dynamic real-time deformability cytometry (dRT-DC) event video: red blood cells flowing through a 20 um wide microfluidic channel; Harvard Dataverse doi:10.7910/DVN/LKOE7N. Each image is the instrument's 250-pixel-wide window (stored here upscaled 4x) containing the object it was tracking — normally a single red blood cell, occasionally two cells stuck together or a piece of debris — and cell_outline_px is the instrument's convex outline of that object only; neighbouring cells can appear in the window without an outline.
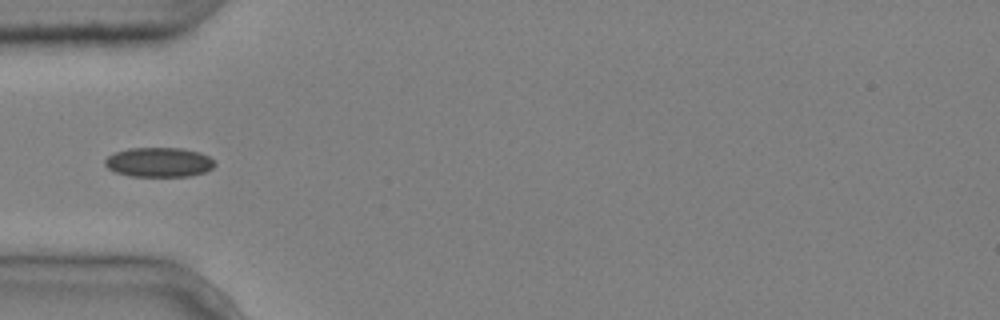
{"species": "common noctule bat (a hibernating species)", "species_latin": "Nyctalus noctula", "temperature_condition": "cold", "stored_images_in_passage": 5, "camera_frame_rate_fps": 3000, "um_per_image_px": 0.085, "animal": {"sex": "male", "body_mass_g": 20.4}, "frame": {"image": 1, "passage_image": 5, "time_ms": 1.333, "image_size_px": [1000, 320], "cell_outline_px": [[216, 164], [212, 168], [204, 172], [188, 176], [128, 176], [116, 172], [108, 168], [104, 164], [104, 160], [108, 156], [116, 152], [128, 148], [184, 148], [200, 152], [208, 156]], "centroid_in_image_um": [13.5, 13.78], "position_along_channel_um": 71.5, "area_um2": 18.9}}